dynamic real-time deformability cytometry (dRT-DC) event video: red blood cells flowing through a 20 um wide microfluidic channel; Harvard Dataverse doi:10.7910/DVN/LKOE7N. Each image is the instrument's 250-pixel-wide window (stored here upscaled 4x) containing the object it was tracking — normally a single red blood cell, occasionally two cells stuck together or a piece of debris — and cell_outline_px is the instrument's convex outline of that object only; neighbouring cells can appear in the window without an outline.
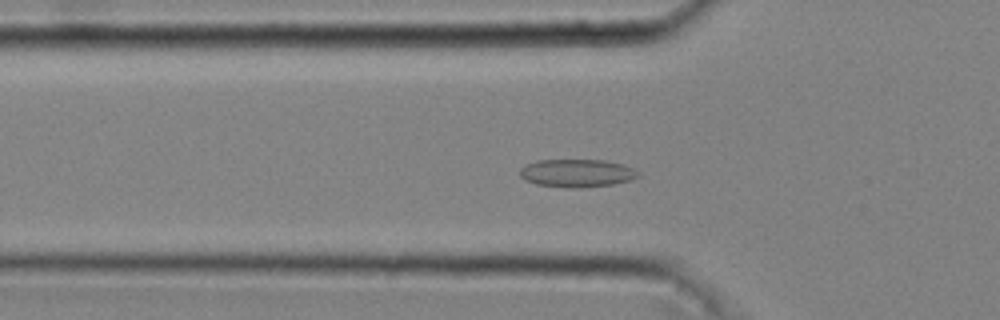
{"species": "common noctule bat (a hibernating species)", "species_latin": "Nyctalus noctula", "temperature_condition": "cold", "stored_images_in_passage": 46, "camera_frame_rate_fps": 3000, "um_per_image_px": 0.085, "animal": {"sex": "male", "body_mass_g": 20.4}, "frame": {"image": 1, "passage_image": 15, "time_ms": 4.667, "image_size_px": [1000, 320], "cell_outline_px": [[640, 176], [632, 180], [612, 184], [580, 188], [572, 188], [536, 184], [524, 180], [520, 176], [520, 168], [536, 160], [604, 160], [624, 164], [640, 172]], "centroid_in_image_um": [49.06, 14.71], "position_along_channel_um": 76.7, "area_um2": 19.36}}
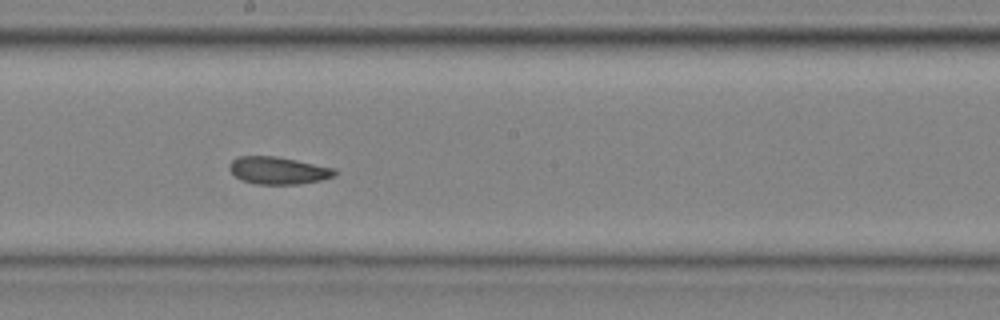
{"frame": {"image": 2, "passage_image": 26, "time_ms": 8.333, "image_size_px": [1000, 320], "cell_outline_px": [[336, 176], [320, 180], [300, 184], [256, 184], [240, 180], [228, 168], [228, 164], [232, 160], [240, 156], [276, 156], [336, 168]], "centroid_in_image_um": [23.65, 14.49], "position_along_channel_um": 224.6, "area_um2": 16.88}}
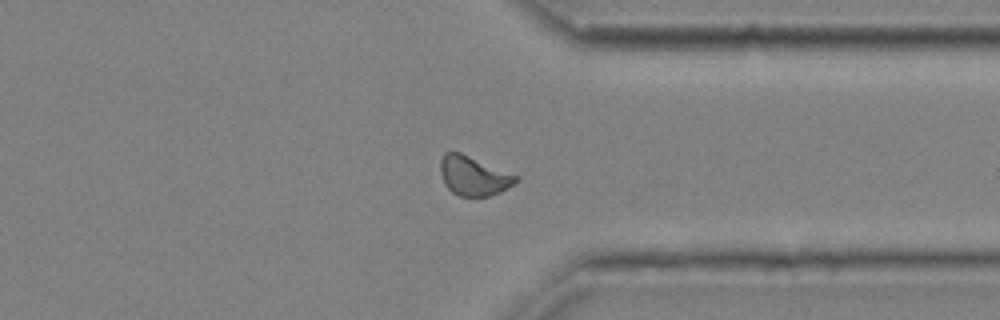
{"frame": {"image": 3, "passage_image": 37, "time_ms": 12.0, "image_size_px": [1000, 320], "cell_outline_px": [[520, 180], [508, 188], [500, 192], [488, 196], [460, 196], [452, 192], [444, 184], [440, 172], [440, 160], [444, 152], [460, 152], [520, 176]], "centroid_in_image_um": [40.27, 14.94], "position_along_channel_um": 371.1, "area_um2": 17.46}, "authors_computed_cell_mechanics": {"area_um2": 17.4556, "velocity_mm_per_s": 4.0358, "shape_relaxation_time_tau1_ms": null, "shape_relaxation_time_tau2_ms": 2.643, "deformation_change_tau1": null, "deformation_change_tau2": 0.0846}}